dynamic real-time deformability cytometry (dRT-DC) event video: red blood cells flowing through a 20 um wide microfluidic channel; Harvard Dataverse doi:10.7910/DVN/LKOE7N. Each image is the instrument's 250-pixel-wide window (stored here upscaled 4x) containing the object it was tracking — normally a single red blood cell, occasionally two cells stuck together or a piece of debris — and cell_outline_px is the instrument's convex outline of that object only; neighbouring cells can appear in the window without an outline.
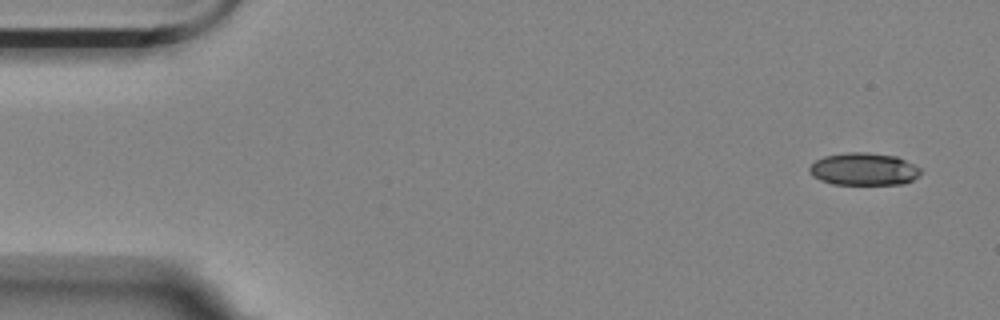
{"species": "Egyptian fruit bat (a non-hibernating species)", "species_latin": "Rousettus aegyptiacus", "temperature_condition": "room temperature", "stored_images_in_passage": 3, "camera_frame_rate_fps": 3000, "um_per_image_px": 0.085, "animal": {"sex": "female"}, "frame": {"image": 1, "passage_image": 1, "time_ms": 0.0, "image_size_px": [1000, 320], "cell_outline_px": [[920, 176], [904, 184], [832, 184], [820, 180], [812, 176], [808, 172], [808, 168], [816, 160], [824, 156], [848, 152], [868, 152], [896, 156], [920, 168]], "centroid_in_image_um": [73.4, 14.38], "position_along_channel_um": 11.6, "area_um2": 21.1}}